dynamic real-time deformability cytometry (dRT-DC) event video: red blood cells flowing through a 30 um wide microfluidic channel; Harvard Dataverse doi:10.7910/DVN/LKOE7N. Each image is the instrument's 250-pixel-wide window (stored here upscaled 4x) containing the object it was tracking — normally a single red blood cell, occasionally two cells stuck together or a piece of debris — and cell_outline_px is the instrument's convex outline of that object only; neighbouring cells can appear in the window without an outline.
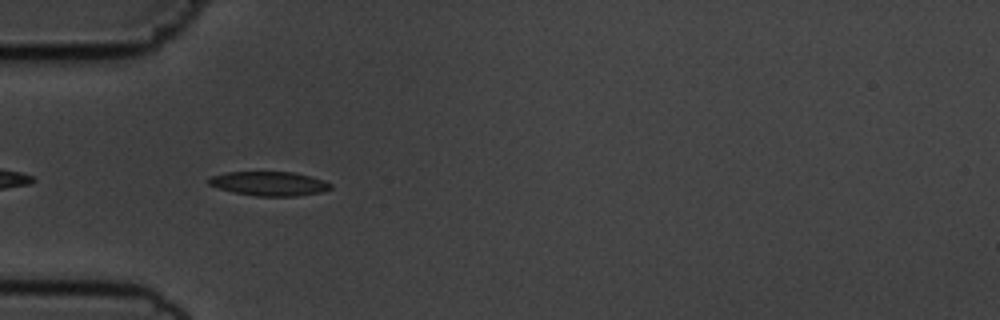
{"species": "common noctule bat (a hibernating species)", "species_latin": "Nyctalus noctula", "temperature_condition": "cold", "stored_images_in_passage": 41, "camera_frame_rate_fps": 3000, "um_per_image_px": 0.085, "animal": {"sex": "male", "body_mass_g": 19.5, "forearm_length_mm": 54.6}, "frame": {"image": 1, "passage_image": 3, "time_ms": 0.667, "image_size_px": [1000, 320], "cell_outline_px": [[332, 188], [320, 192], [296, 196], [256, 196], [232, 192], [208, 184], [208, 180], [212, 176], [224, 172], [292, 172], [312, 176], [324, 180], [332, 184]], "centroid_in_image_um": [22.9, 15.6], "position_along_channel_um": 62.1, "area_um2": 17.17}}
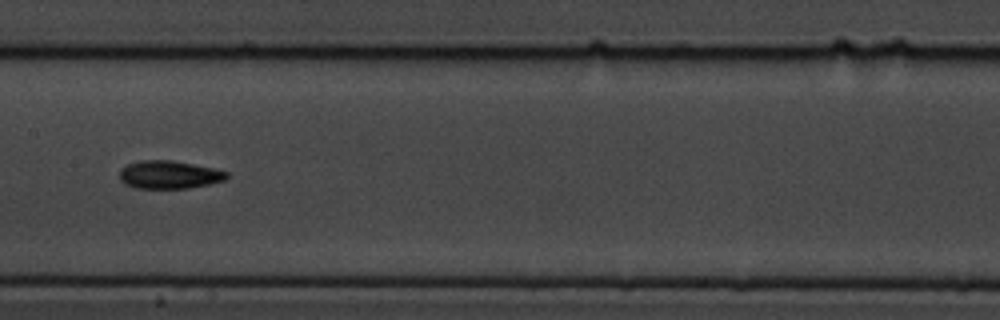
{"frame": {"image": 2, "passage_image": 14, "time_ms": 4.333, "image_size_px": [1000, 320], "cell_outline_px": [[228, 176], [224, 180], [208, 184], [188, 188], [136, 188], [124, 184], [120, 180], [120, 172], [128, 164], [140, 160], [172, 160], [212, 168], [228, 172]], "centroid_in_image_um": [14.36, 14.85], "position_along_channel_um": 193.0, "area_um2": 17.28}}
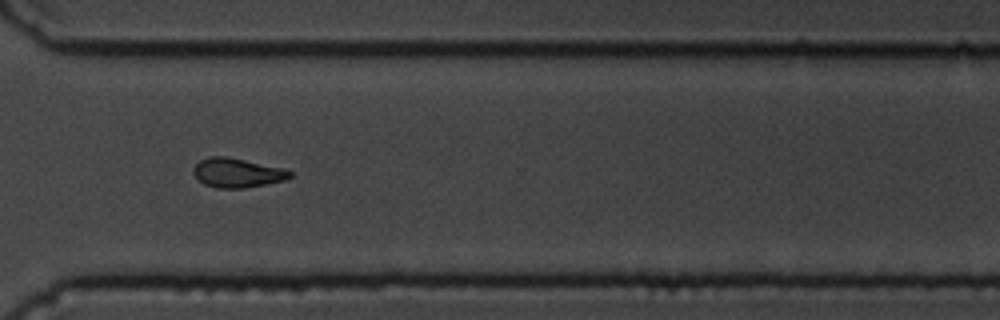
{"frame": {"image": 3, "passage_image": 27, "time_ms": 8.667, "image_size_px": [1000, 320], "cell_outline_px": [[292, 176], [284, 180], [244, 188], [216, 188], [204, 184], [192, 172], [192, 168], [200, 160], [208, 156], [224, 156], [284, 168], [292, 172]], "centroid_in_image_um": [20.14, 14.68], "position_along_channel_um": 350.5, "area_um2": 16.36}, "authors_computed_cell_mechanics": {"area_um2": 16.473, "velocity_mm_per_s": 3.6378, "shape_relaxation_time_tau1_ms": 6.4956, "shape_relaxation_time_tau2_ms": 6.5757, "deformation_change_tau1": 0.1596, "deformation_change_tau2": 0.1174}}